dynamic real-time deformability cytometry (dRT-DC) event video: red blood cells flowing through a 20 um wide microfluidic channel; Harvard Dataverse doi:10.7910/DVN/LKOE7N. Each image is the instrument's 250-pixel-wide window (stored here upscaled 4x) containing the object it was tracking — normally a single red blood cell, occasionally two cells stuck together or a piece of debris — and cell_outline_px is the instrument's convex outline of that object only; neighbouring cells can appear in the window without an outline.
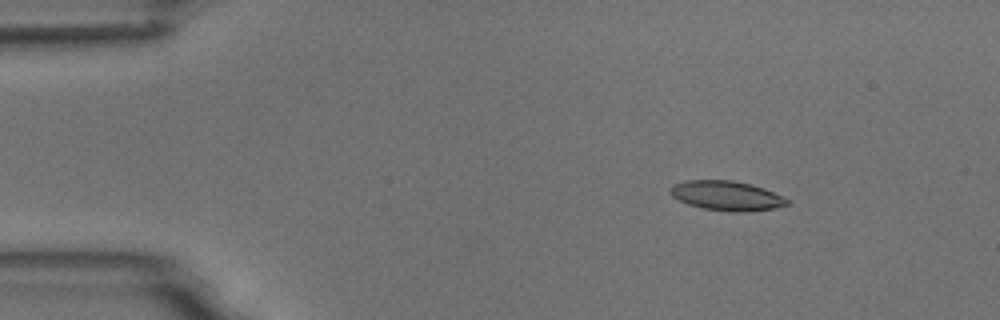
{"species": "common noctule bat (a hibernating species)", "species_latin": "Nyctalus noctula", "temperature_condition": "room temperature", "stored_images_in_passage": 5, "camera_frame_rate_fps": 3000, "um_per_image_px": 0.085, "animal": {"sex": "male", "body_mass_g": 18.8}, "frame": {"image": 1, "passage_image": 3, "time_ms": 2.0, "image_size_px": [1000, 320], "cell_outline_px": [[792, 204], [776, 208], [748, 212], [732, 212], [704, 208], [688, 204], [672, 196], [668, 192], [668, 188], [672, 184], [684, 180], [732, 180], [752, 184], [764, 188], [784, 196]], "centroid_in_image_um": [61.78, 16.63], "position_along_channel_um": 23.2, "area_um2": 20.52}}